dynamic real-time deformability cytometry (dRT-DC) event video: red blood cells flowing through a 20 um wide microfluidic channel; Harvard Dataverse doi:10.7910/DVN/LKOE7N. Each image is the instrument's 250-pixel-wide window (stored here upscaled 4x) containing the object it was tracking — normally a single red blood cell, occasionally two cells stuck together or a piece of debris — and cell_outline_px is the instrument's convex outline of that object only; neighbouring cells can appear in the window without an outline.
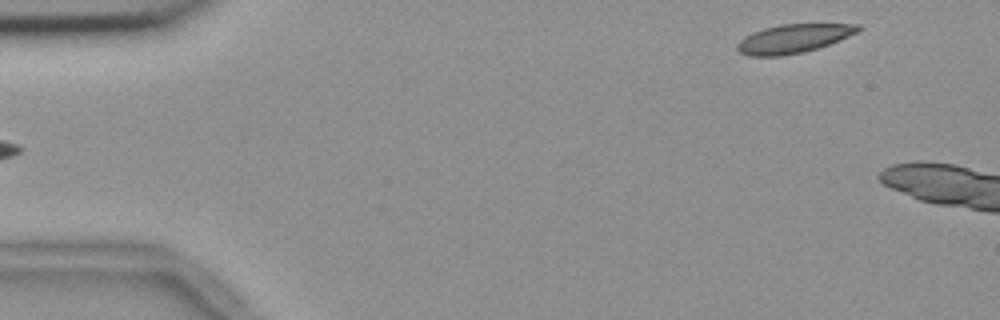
{"species": "common noctule bat (a hibernating species)", "species_latin": "Nyctalus noctula", "temperature_condition": "room temperature", "stored_images_in_passage": 3, "camera_frame_rate_fps": 3000, "um_per_image_px": 0.085, "animal": {"sex": "female", "body_mass_g": 18.4}, "frame": {"image": 1, "passage_image": 3, "time_ms": 0.667, "image_size_px": [1000, 320], "cell_outline_px": [[860, 28], [856, 32], [848, 36], [828, 44], [804, 52], [780, 56], [748, 56], [740, 52], [736, 48], [736, 44], [744, 36], [752, 32], [764, 28], [780, 24], [860, 24]], "centroid_in_image_um": [67.37, 3.28], "position_along_channel_um": 17.6, "area_um2": 20.06}}